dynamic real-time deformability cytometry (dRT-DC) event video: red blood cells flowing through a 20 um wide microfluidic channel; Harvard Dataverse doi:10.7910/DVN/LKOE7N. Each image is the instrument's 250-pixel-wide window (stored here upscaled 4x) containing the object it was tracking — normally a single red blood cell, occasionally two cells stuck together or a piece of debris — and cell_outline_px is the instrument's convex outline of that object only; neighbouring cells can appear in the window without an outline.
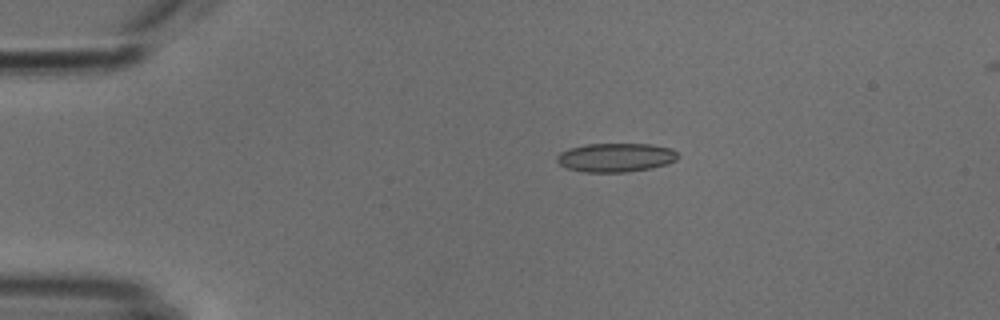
{"species": "common noctule bat (a hibernating species)", "species_latin": "Nyctalus noctula", "temperature_condition": "cold", "stored_images_in_passage": 43, "camera_frame_rate_fps": 3000, "um_per_image_px": 0.085, "animal": {"sex": "male", "body_mass_g": 18.8}, "frame": {"image": 1, "passage_image": 1, "time_ms": 0.0, "image_size_px": [1000, 320], "cell_outline_px": [[676, 160], [668, 164], [652, 168], [628, 172], [584, 172], [568, 168], [560, 164], [556, 160], [556, 156], [560, 152], [568, 148], [588, 144], [652, 144], [672, 148], [676, 152]], "centroid_in_image_um": [52.34, 13.38], "position_along_channel_um": 32.7, "area_um2": 20.4}}
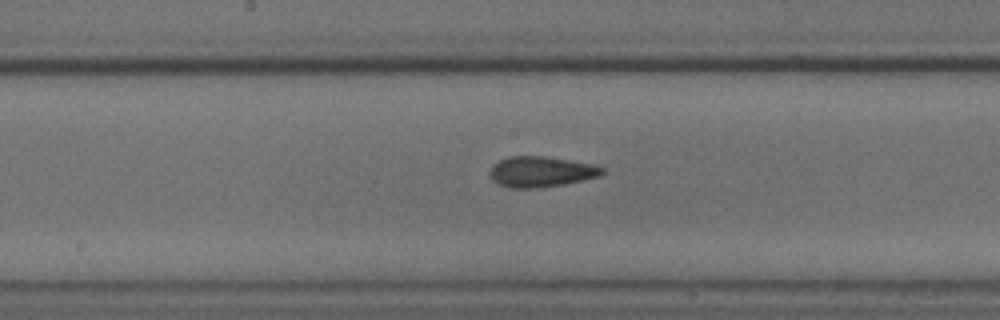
{"frame": {"image": 2, "passage_image": 18, "time_ms": 5.667, "image_size_px": [1000, 320], "cell_outline_px": [[604, 172], [600, 176], [564, 184], [540, 188], [508, 188], [496, 184], [488, 176], [488, 172], [492, 164], [508, 156], [544, 156], [592, 164], [604, 168]], "centroid_in_image_um": [45.91, 14.61], "position_along_channel_um": 202.3, "area_um2": 20.29}}
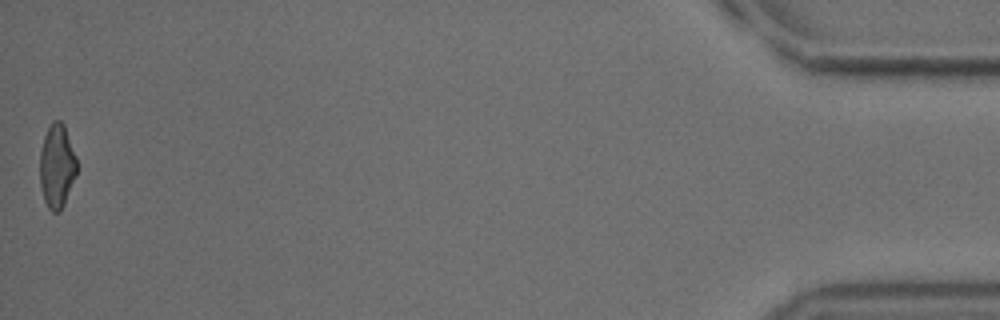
{"frame": {"image": 3, "passage_image": 43, "time_ms": 14.0, "image_size_px": [1000, 320], "cell_outline_px": [[76, 176], [64, 204], [60, 212], [52, 212], [48, 208], [44, 200], [40, 184], [40, 148], [44, 136], [52, 120], [60, 120], [64, 124], [76, 156]], "centroid_in_image_um": [4.83, 14.11], "position_along_channel_um": 430.4, "area_um2": 18.15}, "authors_computed_cell_mechanics": {"area_um2": 19.652, "velocity_mm_per_s": 3.8312, "shape_relaxation_time_tau1_ms": null, "shape_relaxation_time_tau2_ms": 2.9503, "deformation_change_tau1": null, "deformation_change_tau2": 0.0744}}